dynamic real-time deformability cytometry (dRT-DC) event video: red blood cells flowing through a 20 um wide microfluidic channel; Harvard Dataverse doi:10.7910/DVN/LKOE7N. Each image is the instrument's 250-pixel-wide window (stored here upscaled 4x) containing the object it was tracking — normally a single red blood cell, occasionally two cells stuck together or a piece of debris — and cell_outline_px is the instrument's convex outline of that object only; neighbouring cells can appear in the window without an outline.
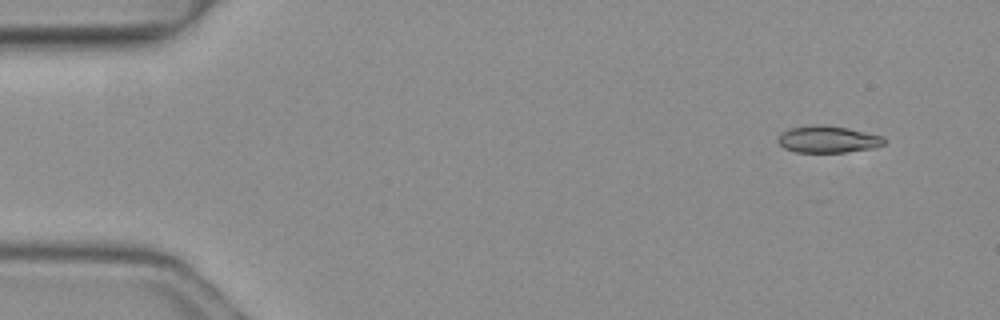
{"species": "common noctule bat (a hibernating species)", "species_latin": "Nyctalus noctula", "temperature_condition": "warm", "stored_images_in_passage": 4, "camera_frame_rate_fps": 3000, "um_per_image_px": 0.085, "animal": {"sex": "female", "body_mass_g": 19.3, "forearm_length_mm": 54.1}, "frame": {"image": 1, "passage_image": 1, "time_ms": 0.0, "image_size_px": [1000, 320], "cell_outline_px": [[888, 140], [884, 144], [872, 148], [844, 152], [796, 152], [784, 148], [776, 140], [780, 132], [788, 128], [816, 124], [848, 128], [884, 136]], "centroid_in_image_um": [70.35, 11.83], "position_along_channel_um": 14.6, "area_um2": 16.76}}
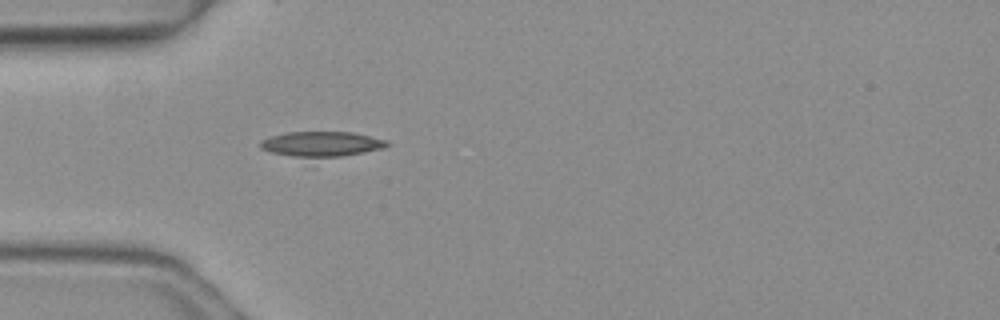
{"frame": {"image": 2, "passage_image": 4, "time_ms": 1.0, "image_size_px": [1000, 320], "cell_outline_px": [[392, 144], [384, 148], [340, 156], [292, 156], [272, 152], [260, 148], [260, 140], [272, 136], [288, 132], [352, 132], [388, 140]], "centroid_in_image_um": [27.37, 12.22], "position_along_channel_um": 57.6, "area_um2": 18.15}}